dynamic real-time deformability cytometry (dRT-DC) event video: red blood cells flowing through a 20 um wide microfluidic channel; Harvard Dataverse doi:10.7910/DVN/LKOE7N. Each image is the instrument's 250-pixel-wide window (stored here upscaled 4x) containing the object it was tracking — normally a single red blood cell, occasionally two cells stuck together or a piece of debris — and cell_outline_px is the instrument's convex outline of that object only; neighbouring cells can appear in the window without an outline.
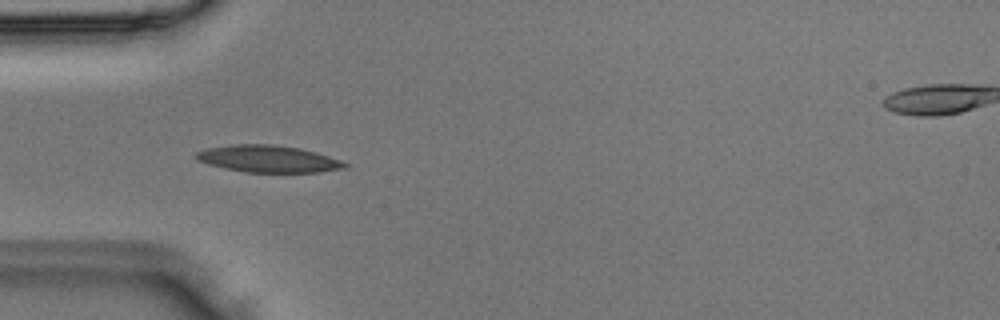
{"species": "Egyptian fruit bat (a non-hibernating species)", "species_latin": "Rousettus aegyptiacus", "temperature_condition": "room temperature", "stored_images_in_passage": 3, "camera_frame_rate_fps": 3000, "um_per_image_px": 0.085, "animal": {"sex": "male"}, "frame": {"image": 1, "passage_image": 2, "time_ms": 0.333, "image_size_px": [1000, 320], "cell_outline_px": [[348, 164], [344, 168], [320, 172], [244, 172], [224, 168], [208, 164], [196, 160], [196, 152], [208, 148], [232, 144], [272, 144], [300, 148], [316, 152], [340, 160]], "centroid_in_image_um": [22.78, 13.5], "position_along_channel_um": 62.2, "area_um2": 23.29}}